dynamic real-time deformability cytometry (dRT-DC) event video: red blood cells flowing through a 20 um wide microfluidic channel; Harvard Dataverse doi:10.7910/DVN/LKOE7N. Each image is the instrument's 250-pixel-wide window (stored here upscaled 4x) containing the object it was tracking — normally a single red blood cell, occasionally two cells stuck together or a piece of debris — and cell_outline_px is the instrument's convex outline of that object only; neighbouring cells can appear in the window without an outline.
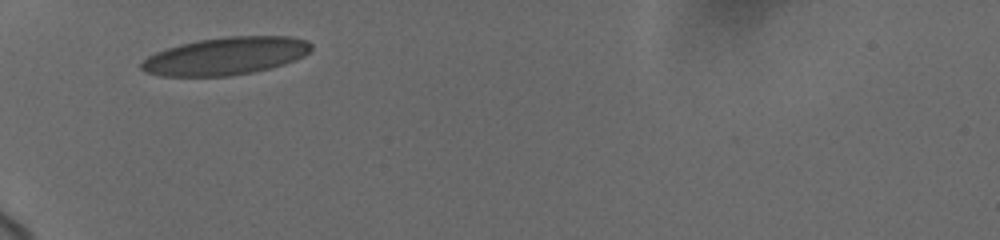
{"species": "human", "species_latin": "Homo sapiens", "temperature_condition": "cold", "stored_images_in_passage": 47, "camera_frame_rate_fps": 3000, "um_per_image_px": 0.085, "donor": {"sex": "female"}, "frame": {"image": 1, "passage_image": 1, "time_ms": 0.0, "image_size_px": [1000, 240], "cell_outline_px": [[312, 48], [304, 56], [284, 64], [252, 72], [228, 76], [160, 76], [144, 72], [140, 68], [140, 64], [148, 56], [156, 52], [180, 44], [200, 40], [228, 36], [292, 36], [308, 40], [312, 44]], "centroid_in_image_um": [19.19, 4.76], "position_along_channel_um": 65.8, "area_um2": 37.22}}
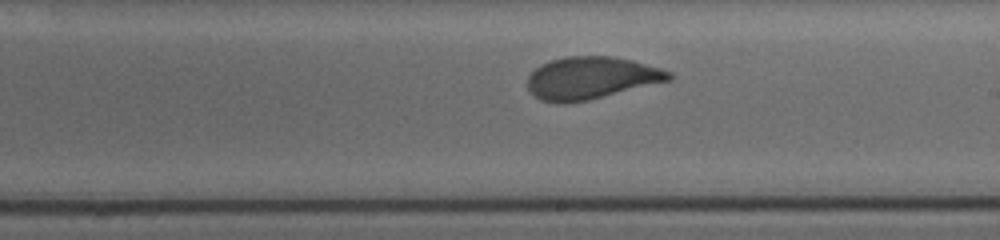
{"frame": {"image": 2, "passage_image": 22, "time_ms": 5.0, "image_size_px": [1000, 240], "cell_outline_px": [[672, 80], [588, 100], [568, 104], [556, 104], [540, 100], [528, 92], [528, 76], [540, 64], [552, 60], [568, 56], [612, 56], [632, 60], [660, 68], [672, 72]], "centroid_in_image_um": [50.22, 6.64], "position_along_channel_um": 238.8, "area_um2": 35.14}}
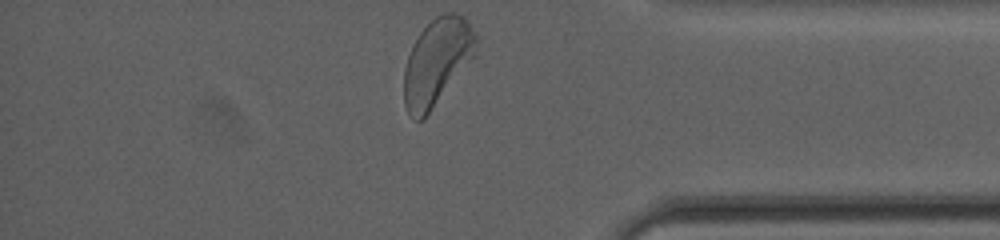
{"frame": {"image": 3, "passage_image": 46, "time_ms": 9.667, "image_size_px": [1000, 240], "cell_outline_px": [[476, 40], [472, 56], [424, 120], [416, 120], [408, 112], [404, 104], [404, 68], [412, 44], [420, 32], [436, 16], [444, 12], [456, 12], [464, 16], [476, 36]], "centroid_in_image_um": [37.08, 5.24], "position_along_channel_um": 398.1, "area_um2": 35.55}, "authors_computed_cell_mechanics": {"area_um2": 35.3158, "velocity_mm_per_s": 3.6675, "shape_relaxation_time_tau1_ms": 4.6257, "shape_relaxation_time_tau2_ms": null, "deformation_change_tau1": 0.1436, "deformation_change_tau2": null}}